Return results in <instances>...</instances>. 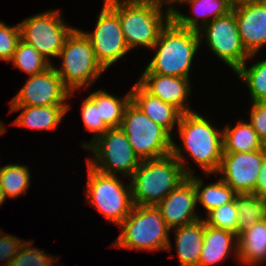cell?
<instances>
[{
	"mask_svg": "<svg viewBox=\"0 0 266 266\" xmlns=\"http://www.w3.org/2000/svg\"><path fill=\"white\" fill-rule=\"evenodd\" d=\"M177 128L184 150L172 141L171 154L180 162L186 175L191 176L194 173L185 167L184 151L200 166L204 174H217L223 155L222 130L215 129L209 120L196 111L182 113Z\"/></svg>",
	"mask_w": 266,
	"mask_h": 266,
	"instance_id": "1",
	"label": "cell"
},
{
	"mask_svg": "<svg viewBox=\"0 0 266 266\" xmlns=\"http://www.w3.org/2000/svg\"><path fill=\"white\" fill-rule=\"evenodd\" d=\"M104 2L118 15L130 51L138 46L151 49L162 29L171 20V15L166 9L160 8L152 0H104Z\"/></svg>",
	"mask_w": 266,
	"mask_h": 266,
	"instance_id": "2",
	"label": "cell"
},
{
	"mask_svg": "<svg viewBox=\"0 0 266 266\" xmlns=\"http://www.w3.org/2000/svg\"><path fill=\"white\" fill-rule=\"evenodd\" d=\"M200 44L198 32L181 28L171 19L151 48L156 50L155 55L142 73L189 78L192 61Z\"/></svg>",
	"mask_w": 266,
	"mask_h": 266,
	"instance_id": "3",
	"label": "cell"
},
{
	"mask_svg": "<svg viewBox=\"0 0 266 266\" xmlns=\"http://www.w3.org/2000/svg\"><path fill=\"white\" fill-rule=\"evenodd\" d=\"M130 178L133 205L156 206L188 176L170 153L160 158L141 160Z\"/></svg>",
	"mask_w": 266,
	"mask_h": 266,
	"instance_id": "4",
	"label": "cell"
},
{
	"mask_svg": "<svg viewBox=\"0 0 266 266\" xmlns=\"http://www.w3.org/2000/svg\"><path fill=\"white\" fill-rule=\"evenodd\" d=\"M122 229L111 246L125 249L172 251L171 229L156 206L134 205L130 214L119 225Z\"/></svg>",
	"mask_w": 266,
	"mask_h": 266,
	"instance_id": "5",
	"label": "cell"
},
{
	"mask_svg": "<svg viewBox=\"0 0 266 266\" xmlns=\"http://www.w3.org/2000/svg\"><path fill=\"white\" fill-rule=\"evenodd\" d=\"M58 57L62 59L61 68L54 69L70 91L86 89L105 71L96 60L90 40L77 27L66 38Z\"/></svg>",
	"mask_w": 266,
	"mask_h": 266,
	"instance_id": "6",
	"label": "cell"
},
{
	"mask_svg": "<svg viewBox=\"0 0 266 266\" xmlns=\"http://www.w3.org/2000/svg\"><path fill=\"white\" fill-rule=\"evenodd\" d=\"M86 199L107 221L119 226L133 205L130 182L124 185L116 175L96 171L87 164Z\"/></svg>",
	"mask_w": 266,
	"mask_h": 266,
	"instance_id": "7",
	"label": "cell"
},
{
	"mask_svg": "<svg viewBox=\"0 0 266 266\" xmlns=\"http://www.w3.org/2000/svg\"><path fill=\"white\" fill-rule=\"evenodd\" d=\"M120 129L140 160L166 156L172 151V135L152 121L132 101L127 105Z\"/></svg>",
	"mask_w": 266,
	"mask_h": 266,
	"instance_id": "8",
	"label": "cell"
},
{
	"mask_svg": "<svg viewBox=\"0 0 266 266\" xmlns=\"http://www.w3.org/2000/svg\"><path fill=\"white\" fill-rule=\"evenodd\" d=\"M88 149L93 158H87V164L108 175H118L117 172H121L125 178H130L141 162L120 128H109L86 148Z\"/></svg>",
	"mask_w": 266,
	"mask_h": 266,
	"instance_id": "9",
	"label": "cell"
},
{
	"mask_svg": "<svg viewBox=\"0 0 266 266\" xmlns=\"http://www.w3.org/2000/svg\"><path fill=\"white\" fill-rule=\"evenodd\" d=\"M21 40L33 46L51 64L58 58L66 38L75 29L66 25L59 10H48L25 18L19 23Z\"/></svg>",
	"mask_w": 266,
	"mask_h": 266,
	"instance_id": "10",
	"label": "cell"
},
{
	"mask_svg": "<svg viewBox=\"0 0 266 266\" xmlns=\"http://www.w3.org/2000/svg\"><path fill=\"white\" fill-rule=\"evenodd\" d=\"M198 34L200 43L205 38L213 54L234 72L254 56V54H249L243 46L233 10L207 23L198 31Z\"/></svg>",
	"mask_w": 266,
	"mask_h": 266,
	"instance_id": "11",
	"label": "cell"
},
{
	"mask_svg": "<svg viewBox=\"0 0 266 266\" xmlns=\"http://www.w3.org/2000/svg\"><path fill=\"white\" fill-rule=\"evenodd\" d=\"M90 40L96 60L104 70L124 57L128 48L118 15L104 2L95 30L84 32Z\"/></svg>",
	"mask_w": 266,
	"mask_h": 266,
	"instance_id": "12",
	"label": "cell"
},
{
	"mask_svg": "<svg viewBox=\"0 0 266 266\" xmlns=\"http://www.w3.org/2000/svg\"><path fill=\"white\" fill-rule=\"evenodd\" d=\"M73 93L63 84L53 64L44 72L30 76L10 106L69 105L66 100Z\"/></svg>",
	"mask_w": 266,
	"mask_h": 266,
	"instance_id": "13",
	"label": "cell"
},
{
	"mask_svg": "<svg viewBox=\"0 0 266 266\" xmlns=\"http://www.w3.org/2000/svg\"><path fill=\"white\" fill-rule=\"evenodd\" d=\"M264 157L260 150L223 152L217 174L237 194L253 193Z\"/></svg>",
	"mask_w": 266,
	"mask_h": 266,
	"instance_id": "14",
	"label": "cell"
},
{
	"mask_svg": "<svg viewBox=\"0 0 266 266\" xmlns=\"http://www.w3.org/2000/svg\"><path fill=\"white\" fill-rule=\"evenodd\" d=\"M197 196L193 182L187 178L172 190L156 207L170 229L189 225L201 216L196 214Z\"/></svg>",
	"mask_w": 266,
	"mask_h": 266,
	"instance_id": "15",
	"label": "cell"
},
{
	"mask_svg": "<svg viewBox=\"0 0 266 266\" xmlns=\"http://www.w3.org/2000/svg\"><path fill=\"white\" fill-rule=\"evenodd\" d=\"M232 10L244 48L256 54L266 46V2L233 5Z\"/></svg>",
	"mask_w": 266,
	"mask_h": 266,
	"instance_id": "16",
	"label": "cell"
},
{
	"mask_svg": "<svg viewBox=\"0 0 266 266\" xmlns=\"http://www.w3.org/2000/svg\"><path fill=\"white\" fill-rule=\"evenodd\" d=\"M189 82V78L157 73H142L137 81L146 92L161 99L163 102L175 106L182 113L193 111L190 109L188 102L189 93H191Z\"/></svg>",
	"mask_w": 266,
	"mask_h": 266,
	"instance_id": "17",
	"label": "cell"
},
{
	"mask_svg": "<svg viewBox=\"0 0 266 266\" xmlns=\"http://www.w3.org/2000/svg\"><path fill=\"white\" fill-rule=\"evenodd\" d=\"M131 101L170 135L175 125L178 126L182 112L175 106L152 96L137 82L131 89Z\"/></svg>",
	"mask_w": 266,
	"mask_h": 266,
	"instance_id": "18",
	"label": "cell"
},
{
	"mask_svg": "<svg viewBox=\"0 0 266 266\" xmlns=\"http://www.w3.org/2000/svg\"><path fill=\"white\" fill-rule=\"evenodd\" d=\"M234 242V243H233ZM235 246V249H232ZM234 250V251H232ZM238 258V235L222 229L210 227L204 221V243L198 266H212L224 261L231 253Z\"/></svg>",
	"mask_w": 266,
	"mask_h": 266,
	"instance_id": "19",
	"label": "cell"
},
{
	"mask_svg": "<svg viewBox=\"0 0 266 266\" xmlns=\"http://www.w3.org/2000/svg\"><path fill=\"white\" fill-rule=\"evenodd\" d=\"M185 3L193 8V16H186L176 10L171 19L181 28L198 32L215 18L226 15L232 10L231 0H188ZM201 18V22H199Z\"/></svg>",
	"mask_w": 266,
	"mask_h": 266,
	"instance_id": "20",
	"label": "cell"
},
{
	"mask_svg": "<svg viewBox=\"0 0 266 266\" xmlns=\"http://www.w3.org/2000/svg\"><path fill=\"white\" fill-rule=\"evenodd\" d=\"M69 108V105L10 106L11 113L23 109L12 124L35 130H55Z\"/></svg>",
	"mask_w": 266,
	"mask_h": 266,
	"instance_id": "21",
	"label": "cell"
},
{
	"mask_svg": "<svg viewBox=\"0 0 266 266\" xmlns=\"http://www.w3.org/2000/svg\"><path fill=\"white\" fill-rule=\"evenodd\" d=\"M238 261L259 266L266 261V219L256 222L238 234Z\"/></svg>",
	"mask_w": 266,
	"mask_h": 266,
	"instance_id": "22",
	"label": "cell"
},
{
	"mask_svg": "<svg viewBox=\"0 0 266 266\" xmlns=\"http://www.w3.org/2000/svg\"><path fill=\"white\" fill-rule=\"evenodd\" d=\"M174 230L180 266H198L204 243V220L176 227Z\"/></svg>",
	"mask_w": 266,
	"mask_h": 266,
	"instance_id": "23",
	"label": "cell"
},
{
	"mask_svg": "<svg viewBox=\"0 0 266 266\" xmlns=\"http://www.w3.org/2000/svg\"><path fill=\"white\" fill-rule=\"evenodd\" d=\"M188 178L194 184L197 203L201 204L207 213L217 207L233 201L234 197L237 195V193L221 178H219L217 182L207 184L204 187L202 178H199L194 174L188 176Z\"/></svg>",
	"mask_w": 266,
	"mask_h": 266,
	"instance_id": "24",
	"label": "cell"
},
{
	"mask_svg": "<svg viewBox=\"0 0 266 266\" xmlns=\"http://www.w3.org/2000/svg\"><path fill=\"white\" fill-rule=\"evenodd\" d=\"M223 132V152H251L260 150V137L251 124L239 121L232 128L229 125Z\"/></svg>",
	"mask_w": 266,
	"mask_h": 266,
	"instance_id": "25",
	"label": "cell"
},
{
	"mask_svg": "<svg viewBox=\"0 0 266 266\" xmlns=\"http://www.w3.org/2000/svg\"><path fill=\"white\" fill-rule=\"evenodd\" d=\"M88 97L99 106L100 120L110 128H120L125 109L131 101V91L123 98L111 95L105 90H96Z\"/></svg>",
	"mask_w": 266,
	"mask_h": 266,
	"instance_id": "26",
	"label": "cell"
},
{
	"mask_svg": "<svg viewBox=\"0 0 266 266\" xmlns=\"http://www.w3.org/2000/svg\"><path fill=\"white\" fill-rule=\"evenodd\" d=\"M234 200L238 211L237 235L256 222L266 219V198L245 193L237 194Z\"/></svg>",
	"mask_w": 266,
	"mask_h": 266,
	"instance_id": "27",
	"label": "cell"
},
{
	"mask_svg": "<svg viewBox=\"0 0 266 266\" xmlns=\"http://www.w3.org/2000/svg\"><path fill=\"white\" fill-rule=\"evenodd\" d=\"M30 185V172L26 165L11 163L3 167L0 166V187L6 199L26 194Z\"/></svg>",
	"mask_w": 266,
	"mask_h": 266,
	"instance_id": "28",
	"label": "cell"
},
{
	"mask_svg": "<svg viewBox=\"0 0 266 266\" xmlns=\"http://www.w3.org/2000/svg\"><path fill=\"white\" fill-rule=\"evenodd\" d=\"M246 62L235 72L245 82L252 102L266 101V59L256 62L250 67Z\"/></svg>",
	"mask_w": 266,
	"mask_h": 266,
	"instance_id": "29",
	"label": "cell"
},
{
	"mask_svg": "<svg viewBox=\"0 0 266 266\" xmlns=\"http://www.w3.org/2000/svg\"><path fill=\"white\" fill-rule=\"evenodd\" d=\"M11 62H13V66L29 76L44 72L52 65L33 46L23 40L18 42Z\"/></svg>",
	"mask_w": 266,
	"mask_h": 266,
	"instance_id": "30",
	"label": "cell"
},
{
	"mask_svg": "<svg viewBox=\"0 0 266 266\" xmlns=\"http://www.w3.org/2000/svg\"><path fill=\"white\" fill-rule=\"evenodd\" d=\"M203 220L210 227L237 234L238 211L235 200L211 210Z\"/></svg>",
	"mask_w": 266,
	"mask_h": 266,
	"instance_id": "31",
	"label": "cell"
},
{
	"mask_svg": "<svg viewBox=\"0 0 266 266\" xmlns=\"http://www.w3.org/2000/svg\"><path fill=\"white\" fill-rule=\"evenodd\" d=\"M55 262L58 264L57 258L33 247L31 241H25L9 266H53Z\"/></svg>",
	"mask_w": 266,
	"mask_h": 266,
	"instance_id": "32",
	"label": "cell"
},
{
	"mask_svg": "<svg viewBox=\"0 0 266 266\" xmlns=\"http://www.w3.org/2000/svg\"><path fill=\"white\" fill-rule=\"evenodd\" d=\"M81 115L85 128L94 133L93 138L89 143H82L83 148L86 149L110 127L103 120H100L99 106H96L89 97L85 98L81 104Z\"/></svg>",
	"mask_w": 266,
	"mask_h": 266,
	"instance_id": "33",
	"label": "cell"
},
{
	"mask_svg": "<svg viewBox=\"0 0 266 266\" xmlns=\"http://www.w3.org/2000/svg\"><path fill=\"white\" fill-rule=\"evenodd\" d=\"M20 40L19 24L12 27L0 22V60L10 62Z\"/></svg>",
	"mask_w": 266,
	"mask_h": 266,
	"instance_id": "34",
	"label": "cell"
},
{
	"mask_svg": "<svg viewBox=\"0 0 266 266\" xmlns=\"http://www.w3.org/2000/svg\"><path fill=\"white\" fill-rule=\"evenodd\" d=\"M25 240L13 237L12 235H3L0 237V263L5 261L2 266H9L13 258L19 253Z\"/></svg>",
	"mask_w": 266,
	"mask_h": 266,
	"instance_id": "35",
	"label": "cell"
},
{
	"mask_svg": "<svg viewBox=\"0 0 266 266\" xmlns=\"http://www.w3.org/2000/svg\"><path fill=\"white\" fill-rule=\"evenodd\" d=\"M249 123L261 138L266 135V101L251 102Z\"/></svg>",
	"mask_w": 266,
	"mask_h": 266,
	"instance_id": "36",
	"label": "cell"
},
{
	"mask_svg": "<svg viewBox=\"0 0 266 266\" xmlns=\"http://www.w3.org/2000/svg\"><path fill=\"white\" fill-rule=\"evenodd\" d=\"M252 194L266 198V156L264 157V160L260 167L257 183Z\"/></svg>",
	"mask_w": 266,
	"mask_h": 266,
	"instance_id": "37",
	"label": "cell"
},
{
	"mask_svg": "<svg viewBox=\"0 0 266 266\" xmlns=\"http://www.w3.org/2000/svg\"><path fill=\"white\" fill-rule=\"evenodd\" d=\"M154 3H156L160 8L162 9H165L163 8V6H165L164 3H166L168 6H167V10L166 12H168L171 16L173 15V13L177 10L175 9V6H173L174 3H185L186 1L188 0H152Z\"/></svg>",
	"mask_w": 266,
	"mask_h": 266,
	"instance_id": "38",
	"label": "cell"
},
{
	"mask_svg": "<svg viewBox=\"0 0 266 266\" xmlns=\"http://www.w3.org/2000/svg\"><path fill=\"white\" fill-rule=\"evenodd\" d=\"M260 2H266V0H231L232 6L248 4V3H260Z\"/></svg>",
	"mask_w": 266,
	"mask_h": 266,
	"instance_id": "39",
	"label": "cell"
},
{
	"mask_svg": "<svg viewBox=\"0 0 266 266\" xmlns=\"http://www.w3.org/2000/svg\"><path fill=\"white\" fill-rule=\"evenodd\" d=\"M260 151L266 156V135L260 138Z\"/></svg>",
	"mask_w": 266,
	"mask_h": 266,
	"instance_id": "40",
	"label": "cell"
},
{
	"mask_svg": "<svg viewBox=\"0 0 266 266\" xmlns=\"http://www.w3.org/2000/svg\"><path fill=\"white\" fill-rule=\"evenodd\" d=\"M5 200H6V197L4 195L3 190L0 187V206L3 204V202H5Z\"/></svg>",
	"mask_w": 266,
	"mask_h": 266,
	"instance_id": "41",
	"label": "cell"
},
{
	"mask_svg": "<svg viewBox=\"0 0 266 266\" xmlns=\"http://www.w3.org/2000/svg\"><path fill=\"white\" fill-rule=\"evenodd\" d=\"M5 131H6V128H5L4 124H3L2 122H0V136H1L3 133H5Z\"/></svg>",
	"mask_w": 266,
	"mask_h": 266,
	"instance_id": "42",
	"label": "cell"
},
{
	"mask_svg": "<svg viewBox=\"0 0 266 266\" xmlns=\"http://www.w3.org/2000/svg\"><path fill=\"white\" fill-rule=\"evenodd\" d=\"M1 229H0V237H2L3 235H4V233H3V231H2V233H1Z\"/></svg>",
	"mask_w": 266,
	"mask_h": 266,
	"instance_id": "43",
	"label": "cell"
}]
</instances>
